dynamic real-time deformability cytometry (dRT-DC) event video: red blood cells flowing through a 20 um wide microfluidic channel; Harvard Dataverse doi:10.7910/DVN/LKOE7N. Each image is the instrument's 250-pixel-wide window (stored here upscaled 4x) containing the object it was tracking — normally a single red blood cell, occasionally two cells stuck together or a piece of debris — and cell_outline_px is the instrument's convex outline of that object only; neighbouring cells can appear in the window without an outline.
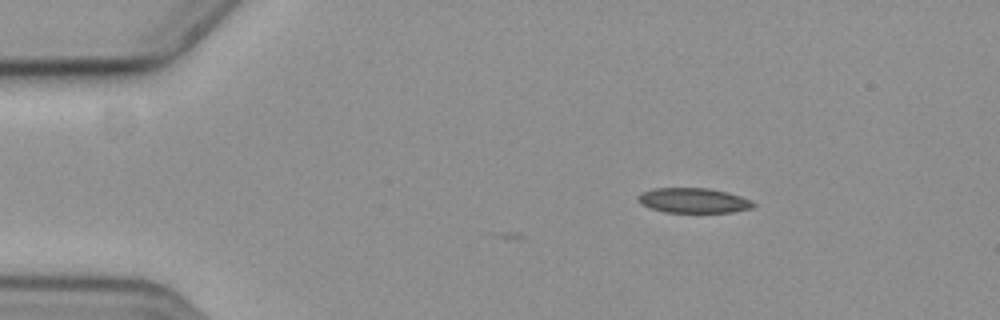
{"species": "common noctule bat (a hibernating species)", "species_latin": "Nyctalus noctula", "temperature_condition": "cold", "stored_images_in_passage": 4, "camera_frame_rate_fps": 3000, "um_per_image_px": 0.085, "animal": {"sex": "female", "body_mass_g": 19.3, "forearm_length_mm": 54.1}, "frame": {"image": 1, "passage_image": 1, "time_ms": 0.0, "image_size_px": [1000, 320], "cell_outline_px": [[756, 204], [752, 208], [732, 212], [664, 212], [640, 204], [636, 196], [640, 192], [656, 188], [708, 188], [740, 196]], "centroid_in_image_um": [58.89, 17.04], "position_along_channel_um": 26.1, "area_um2": 16.59}}